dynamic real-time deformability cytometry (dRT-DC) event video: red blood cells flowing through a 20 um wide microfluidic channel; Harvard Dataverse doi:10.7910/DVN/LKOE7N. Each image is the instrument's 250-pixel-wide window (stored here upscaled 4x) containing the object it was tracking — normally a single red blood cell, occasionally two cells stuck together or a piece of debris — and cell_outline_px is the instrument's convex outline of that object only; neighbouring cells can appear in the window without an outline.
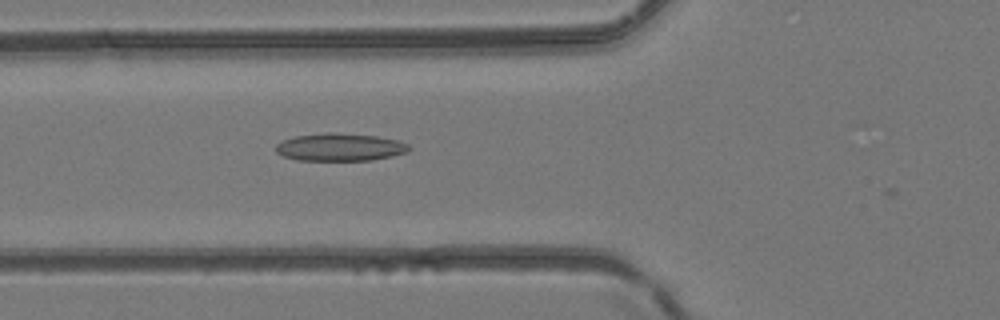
{"species": "common noctule bat (a hibernating species)", "species_latin": "Nyctalus noctula", "temperature_condition": "room temperature", "stored_images_in_passage": 4, "camera_frame_rate_fps": 3000, "um_per_image_px": 0.085, "animal": {"sex": "female", "body_mass_g": 24.6, "forearm_length_mm": 56.2}, "frame": {"image": 1, "passage_image": 3, "time_ms": 0.667, "image_size_px": [1000, 320], "cell_outline_px": [[412, 148], [408, 152], [392, 156], [372, 160], [296, 160], [284, 156], [276, 152], [276, 144], [284, 140], [296, 136], [328, 132], [332, 132], [376, 136], [396, 140], [408, 144]], "centroid_in_image_um": [28.92, 12.51], "position_along_channel_um": 96.9, "area_um2": 21.39}}